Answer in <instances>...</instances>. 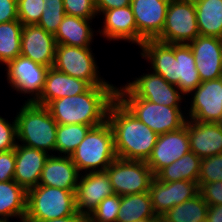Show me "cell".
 <instances>
[{"mask_svg": "<svg viewBox=\"0 0 222 222\" xmlns=\"http://www.w3.org/2000/svg\"><path fill=\"white\" fill-rule=\"evenodd\" d=\"M116 87L90 86L81 94L53 100L47 108L57 124L96 127L107 121L109 106L116 99Z\"/></svg>", "mask_w": 222, "mask_h": 222, "instance_id": "cell-1", "label": "cell"}, {"mask_svg": "<svg viewBox=\"0 0 222 222\" xmlns=\"http://www.w3.org/2000/svg\"><path fill=\"white\" fill-rule=\"evenodd\" d=\"M107 121L113 132L117 158L146 161L158 135L138 120L117 98L111 103Z\"/></svg>", "mask_w": 222, "mask_h": 222, "instance_id": "cell-2", "label": "cell"}, {"mask_svg": "<svg viewBox=\"0 0 222 222\" xmlns=\"http://www.w3.org/2000/svg\"><path fill=\"white\" fill-rule=\"evenodd\" d=\"M15 118L21 145L55 154L58 124L46 106L24 102Z\"/></svg>", "mask_w": 222, "mask_h": 222, "instance_id": "cell-3", "label": "cell"}, {"mask_svg": "<svg viewBox=\"0 0 222 222\" xmlns=\"http://www.w3.org/2000/svg\"><path fill=\"white\" fill-rule=\"evenodd\" d=\"M116 98L157 135L179 130L187 120L186 113H183L186 109L164 106L138 98L125 85L116 87Z\"/></svg>", "mask_w": 222, "mask_h": 222, "instance_id": "cell-4", "label": "cell"}, {"mask_svg": "<svg viewBox=\"0 0 222 222\" xmlns=\"http://www.w3.org/2000/svg\"><path fill=\"white\" fill-rule=\"evenodd\" d=\"M70 158L80 173L105 171L117 158L108 121L92 127Z\"/></svg>", "mask_w": 222, "mask_h": 222, "instance_id": "cell-5", "label": "cell"}, {"mask_svg": "<svg viewBox=\"0 0 222 222\" xmlns=\"http://www.w3.org/2000/svg\"><path fill=\"white\" fill-rule=\"evenodd\" d=\"M77 212L75 193L70 190L37 185L27 191L24 221H47Z\"/></svg>", "mask_w": 222, "mask_h": 222, "instance_id": "cell-6", "label": "cell"}, {"mask_svg": "<svg viewBox=\"0 0 222 222\" xmlns=\"http://www.w3.org/2000/svg\"><path fill=\"white\" fill-rule=\"evenodd\" d=\"M94 56L91 47L57 44L53 67L69 76L86 81L90 86H115L100 76Z\"/></svg>", "mask_w": 222, "mask_h": 222, "instance_id": "cell-7", "label": "cell"}, {"mask_svg": "<svg viewBox=\"0 0 222 222\" xmlns=\"http://www.w3.org/2000/svg\"><path fill=\"white\" fill-rule=\"evenodd\" d=\"M200 35L193 0H174L169 3L165 24L155 39L167 44H189Z\"/></svg>", "mask_w": 222, "mask_h": 222, "instance_id": "cell-8", "label": "cell"}, {"mask_svg": "<svg viewBox=\"0 0 222 222\" xmlns=\"http://www.w3.org/2000/svg\"><path fill=\"white\" fill-rule=\"evenodd\" d=\"M115 194L149 192L155 175L145 161L116 158L105 170Z\"/></svg>", "mask_w": 222, "mask_h": 222, "instance_id": "cell-9", "label": "cell"}, {"mask_svg": "<svg viewBox=\"0 0 222 222\" xmlns=\"http://www.w3.org/2000/svg\"><path fill=\"white\" fill-rule=\"evenodd\" d=\"M6 77L11 88L21 94H29L26 103H35L42 94L49 67L31 59L17 56L6 65Z\"/></svg>", "mask_w": 222, "mask_h": 222, "instance_id": "cell-10", "label": "cell"}, {"mask_svg": "<svg viewBox=\"0 0 222 222\" xmlns=\"http://www.w3.org/2000/svg\"><path fill=\"white\" fill-rule=\"evenodd\" d=\"M190 95L187 119L222 123V78L202 81Z\"/></svg>", "mask_w": 222, "mask_h": 222, "instance_id": "cell-11", "label": "cell"}, {"mask_svg": "<svg viewBox=\"0 0 222 222\" xmlns=\"http://www.w3.org/2000/svg\"><path fill=\"white\" fill-rule=\"evenodd\" d=\"M134 81L124 84L136 97L169 107H182L185 95L154 72L142 73Z\"/></svg>", "mask_w": 222, "mask_h": 222, "instance_id": "cell-12", "label": "cell"}, {"mask_svg": "<svg viewBox=\"0 0 222 222\" xmlns=\"http://www.w3.org/2000/svg\"><path fill=\"white\" fill-rule=\"evenodd\" d=\"M149 193L154 213L160 218L174 206L182 204L199 194L198 182H162L156 177L152 180Z\"/></svg>", "mask_w": 222, "mask_h": 222, "instance_id": "cell-13", "label": "cell"}, {"mask_svg": "<svg viewBox=\"0 0 222 222\" xmlns=\"http://www.w3.org/2000/svg\"><path fill=\"white\" fill-rule=\"evenodd\" d=\"M115 194L106 171L82 173L75 192L77 211L88 217L106 197Z\"/></svg>", "mask_w": 222, "mask_h": 222, "instance_id": "cell-14", "label": "cell"}, {"mask_svg": "<svg viewBox=\"0 0 222 222\" xmlns=\"http://www.w3.org/2000/svg\"><path fill=\"white\" fill-rule=\"evenodd\" d=\"M168 3L158 0H131L137 25V45L146 40H155L162 32Z\"/></svg>", "mask_w": 222, "mask_h": 222, "instance_id": "cell-15", "label": "cell"}, {"mask_svg": "<svg viewBox=\"0 0 222 222\" xmlns=\"http://www.w3.org/2000/svg\"><path fill=\"white\" fill-rule=\"evenodd\" d=\"M190 152L189 135L184 125L179 130L158 135L149 158L145 161L154 175Z\"/></svg>", "mask_w": 222, "mask_h": 222, "instance_id": "cell-16", "label": "cell"}, {"mask_svg": "<svg viewBox=\"0 0 222 222\" xmlns=\"http://www.w3.org/2000/svg\"><path fill=\"white\" fill-rule=\"evenodd\" d=\"M188 45L201 81L222 77V38L198 35Z\"/></svg>", "mask_w": 222, "mask_h": 222, "instance_id": "cell-17", "label": "cell"}, {"mask_svg": "<svg viewBox=\"0 0 222 222\" xmlns=\"http://www.w3.org/2000/svg\"><path fill=\"white\" fill-rule=\"evenodd\" d=\"M54 34L45 31L36 24L23 25L21 34V56L32 61L53 67L56 53Z\"/></svg>", "mask_w": 222, "mask_h": 222, "instance_id": "cell-18", "label": "cell"}, {"mask_svg": "<svg viewBox=\"0 0 222 222\" xmlns=\"http://www.w3.org/2000/svg\"><path fill=\"white\" fill-rule=\"evenodd\" d=\"M49 155L43 150L17 143L14 181L26 191L36 187L39 184L45 161Z\"/></svg>", "mask_w": 222, "mask_h": 222, "instance_id": "cell-19", "label": "cell"}, {"mask_svg": "<svg viewBox=\"0 0 222 222\" xmlns=\"http://www.w3.org/2000/svg\"><path fill=\"white\" fill-rule=\"evenodd\" d=\"M190 151L206 158L222 153V123L200 122L187 119Z\"/></svg>", "mask_w": 222, "mask_h": 222, "instance_id": "cell-20", "label": "cell"}, {"mask_svg": "<svg viewBox=\"0 0 222 222\" xmlns=\"http://www.w3.org/2000/svg\"><path fill=\"white\" fill-rule=\"evenodd\" d=\"M81 173L70 156L49 155L38 185L70 190L74 193Z\"/></svg>", "mask_w": 222, "mask_h": 222, "instance_id": "cell-21", "label": "cell"}, {"mask_svg": "<svg viewBox=\"0 0 222 222\" xmlns=\"http://www.w3.org/2000/svg\"><path fill=\"white\" fill-rule=\"evenodd\" d=\"M103 28L97 32L109 41H126L137 45V25L131 5L123 8L105 10Z\"/></svg>", "mask_w": 222, "mask_h": 222, "instance_id": "cell-22", "label": "cell"}, {"mask_svg": "<svg viewBox=\"0 0 222 222\" xmlns=\"http://www.w3.org/2000/svg\"><path fill=\"white\" fill-rule=\"evenodd\" d=\"M89 87L86 81L49 67L42 94L35 104L47 107L53 100L81 94Z\"/></svg>", "mask_w": 222, "mask_h": 222, "instance_id": "cell-23", "label": "cell"}, {"mask_svg": "<svg viewBox=\"0 0 222 222\" xmlns=\"http://www.w3.org/2000/svg\"><path fill=\"white\" fill-rule=\"evenodd\" d=\"M139 48L141 57L151 64L152 72L159 74L168 83L176 86L175 44L146 40Z\"/></svg>", "mask_w": 222, "mask_h": 222, "instance_id": "cell-24", "label": "cell"}, {"mask_svg": "<svg viewBox=\"0 0 222 222\" xmlns=\"http://www.w3.org/2000/svg\"><path fill=\"white\" fill-rule=\"evenodd\" d=\"M92 20H87L77 16L65 15L58 30L54 34L57 44L90 47L95 36Z\"/></svg>", "mask_w": 222, "mask_h": 222, "instance_id": "cell-25", "label": "cell"}, {"mask_svg": "<svg viewBox=\"0 0 222 222\" xmlns=\"http://www.w3.org/2000/svg\"><path fill=\"white\" fill-rule=\"evenodd\" d=\"M176 86L188 96L201 84L195 58L188 44H175Z\"/></svg>", "mask_w": 222, "mask_h": 222, "instance_id": "cell-26", "label": "cell"}, {"mask_svg": "<svg viewBox=\"0 0 222 222\" xmlns=\"http://www.w3.org/2000/svg\"><path fill=\"white\" fill-rule=\"evenodd\" d=\"M27 210V191L14 180L0 182V218L24 222Z\"/></svg>", "mask_w": 222, "mask_h": 222, "instance_id": "cell-27", "label": "cell"}, {"mask_svg": "<svg viewBox=\"0 0 222 222\" xmlns=\"http://www.w3.org/2000/svg\"><path fill=\"white\" fill-rule=\"evenodd\" d=\"M152 208L149 192L120 196V208L117 222L138 220H157Z\"/></svg>", "mask_w": 222, "mask_h": 222, "instance_id": "cell-28", "label": "cell"}, {"mask_svg": "<svg viewBox=\"0 0 222 222\" xmlns=\"http://www.w3.org/2000/svg\"><path fill=\"white\" fill-rule=\"evenodd\" d=\"M200 35L222 38V0H193Z\"/></svg>", "mask_w": 222, "mask_h": 222, "instance_id": "cell-29", "label": "cell"}, {"mask_svg": "<svg viewBox=\"0 0 222 222\" xmlns=\"http://www.w3.org/2000/svg\"><path fill=\"white\" fill-rule=\"evenodd\" d=\"M201 158L189 152L172 164L161 169L155 177L162 182L192 181L197 182L200 174Z\"/></svg>", "mask_w": 222, "mask_h": 222, "instance_id": "cell-30", "label": "cell"}, {"mask_svg": "<svg viewBox=\"0 0 222 222\" xmlns=\"http://www.w3.org/2000/svg\"><path fill=\"white\" fill-rule=\"evenodd\" d=\"M208 204L200 194L174 206L160 218L164 222H201L207 219Z\"/></svg>", "mask_w": 222, "mask_h": 222, "instance_id": "cell-31", "label": "cell"}, {"mask_svg": "<svg viewBox=\"0 0 222 222\" xmlns=\"http://www.w3.org/2000/svg\"><path fill=\"white\" fill-rule=\"evenodd\" d=\"M23 24L20 20L0 23V64L7 65L21 54V34Z\"/></svg>", "mask_w": 222, "mask_h": 222, "instance_id": "cell-32", "label": "cell"}, {"mask_svg": "<svg viewBox=\"0 0 222 222\" xmlns=\"http://www.w3.org/2000/svg\"><path fill=\"white\" fill-rule=\"evenodd\" d=\"M91 128L92 126L83 124H58L55 152L58 155L71 156Z\"/></svg>", "mask_w": 222, "mask_h": 222, "instance_id": "cell-33", "label": "cell"}, {"mask_svg": "<svg viewBox=\"0 0 222 222\" xmlns=\"http://www.w3.org/2000/svg\"><path fill=\"white\" fill-rule=\"evenodd\" d=\"M45 9L36 24L45 31L55 34L65 14L63 0H43Z\"/></svg>", "mask_w": 222, "mask_h": 222, "instance_id": "cell-34", "label": "cell"}, {"mask_svg": "<svg viewBox=\"0 0 222 222\" xmlns=\"http://www.w3.org/2000/svg\"><path fill=\"white\" fill-rule=\"evenodd\" d=\"M120 208V195L113 194L104 198L88 216V222H117Z\"/></svg>", "mask_w": 222, "mask_h": 222, "instance_id": "cell-35", "label": "cell"}, {"mask_svg": "<svg viewBox=\"0 0 222 222\" xmlns=\"http://www.w3.org/2000/svg\"><path fill=\"white\" fill-rule=\"evenodd\" d=\"M222 181V153L201 159L198 186Z\"/></svg>", "mask_w": 222, "mask_h": 222, "instance_id": "cell-36", "label": "cell"}, {"mask_svg": "<svg viewBox=\"0 0 222 222\" xmlns=\"http://www.w3.org/2000/svg\"><path fill=\"white\" fill-rule=\"evenodd\" d=\"M18 17L23 25L37 24L45 9L43 0H17Z\"/></svg>", "mask_w": 222, "mask_h": 222, "instance_id": "cell-37", "label": "cell"}, {"mask_svg": "<svg viewBox=\"0 0 222 222\" xmlns=\"http://www.w3.org/2000/svg\"><path fill=\"white\" fill-rule=\"evenodd\" d=\"M66 15L94 20L97 16L94 0H63Z\"/></svg>", "mask_w": 222, "mask_h": 222, "instance_id": "cell-38", "label": "cell"}, {"mask_svg": "<svg viewBox=\"0 0 222 222\" xmlns=\"http://www.w3.org/2000/svg\"><path fill=\"white\" fill-rule=\"evenodd\" d=\"M11 122L0 115V152L15 149L17 146V123L16 118Z\"/></svg>", "mask_w": 222, "mask_h": 222, "instance_id": "cell-39", "label": "cell"}, {"mask_svg": "<svg viewBox=\"0 0 222 222\" xmlns=\"http://www.w3.org/2000/svg\"><path fill=\"white\" fill-rule=\"evenodd\" d=\"M199 194L208 205H222V181L202 184Z\"/></svg>", "mask_w": 222, "mask_h": 222, "instance_id": "cell-40", "label": "cell"}, {"mask_svg": "<svg viewBox=\"0 0 222 222\" xmlns=\"http://www.w3.org/2000/svg\"><path fill=\"white\" fill-rule=\"evenodd\" d=\"M15 149L0 152V182L14 180Z\"/></svg>", "mask_w": 222, "mask_h": 222, "instance_id": "cell-41", "label": "cell"}, {"mask_svg": "<svg viewBox=\"0 0 222 222\" xmlns=\"http://www.w3.org/2000/svg\"><path fill=\"white\" fill-rule=\"evenodd\" d=\"M19 20L17 0H0V23Z\"/></svg>", "mask_w": 222, "mask_h": 222, "instance_id": "cell-42", "label": "cell"}, {"mask_svg": "<svg viewBox=\"0 0 222 222\" xmlns=\"http://www.w3.org/2000/svg\"><path fill=\"white\" fill-rule=\"evenodd\" d=\"M97 14L105 10L123 8L131 5V0H94Z\"/></svg>", "mask_w": 222, "mask_h": 222, "instance_id": "cell-43", "label": "cell"}, {"mask_svg": "<svg viewBox=\"0 0 222 222\" xmlns=\"http://www.w3.org/2000/svg\"><path fill=\"white\" fill-rule=\"evenodd\" d=\"M24 222H88V217L80 214L77 211L75 214L63 218H57L47 221H24Z\"/></svg>", "mask_w": 222, "mask_h": 222, "instance_id": "cell-44", "label": "cell"}, {"mask_svg": "<svg viewBox=\"0 0 222 222\" xmlns=\"http://www.w3.org/2000/svg\"><path fill=\"white\" fill-rule=\"evenodd\" d=\"M207 220L209 222H222V205H208Z\"/></svg>", "mask_w": 222, "mask_h": 222, "instance_id": "cell-45", "label": "cell"}, {"mask_svg": "<svg viewBox=\"0 0 222 222\" xmlns=\"http://www.w3.org/2000/svg\"><path fill=\"white\" fill-rule=\"evenodd\" d=\"M156 220H138V221H132V222H155Z\"/></svg>", "mask_w": 222, "mask_h": 222, "instance_id": "cell-46", "label": "cell"}, {"mask_svg": "<svg viewBox=\"0 0 222 222\" xmlns=\"http://www.w3.org/2000/svg\"><path fill=\"white\" fill-rule=\"evenodd\" d=\"M0 222H10V221H9V218H0Z\"/></svg>", "mask_w": 222, "mask_h": 222, "instance_id": "cell-47", "label": "cell"}, {"mask_svg": "<svg viewBox=\"0 0 222 222\" xmlns=\"http://www.w3.org/2000/svg\"><path fill=\"white\" fill-rule=\"evenodd\" d=\"M158 1H161V2H166V3H171V2H173L174 0H158Z\"/></svg>", "mask_w": 222, "mask_h": 222, "instance_id": "cell-48", "label": "cell"}, {"mask_svg": "<svg viewBox=\"0 0 222 222\" xmlns=\"http://www.w3.org/2000/svg\"><path fill=\"white\" fill-rule=\"evenodd\" d=\"M155 222H164L161 218H158Z\"/></svg>", "mask_w": 222, "mask_h": 222, "instance_id": "cell-49", "label": "cell"}]
</instances>
